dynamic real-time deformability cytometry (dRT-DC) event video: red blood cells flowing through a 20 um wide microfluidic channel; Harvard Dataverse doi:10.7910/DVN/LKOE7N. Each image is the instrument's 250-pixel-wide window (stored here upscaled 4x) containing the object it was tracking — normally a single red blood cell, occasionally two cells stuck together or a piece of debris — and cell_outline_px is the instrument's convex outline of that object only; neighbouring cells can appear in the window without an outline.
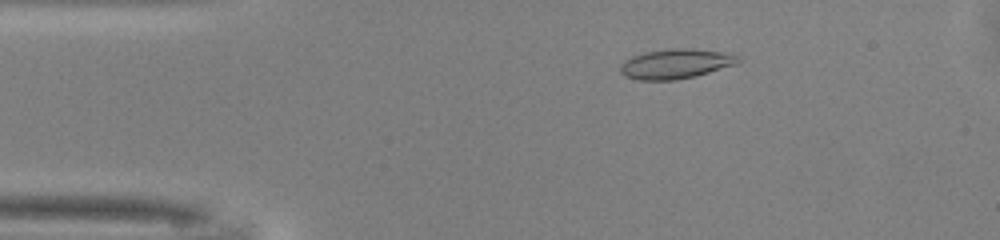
{"species": "common noctule bat (a hibernating species)", "species_latin": "Nyctalus noctula", "temperature_condition": "warm", "stored_images_in_passage": 38, "camera_frame_rate_fps": 3000, "um_per_image_px": 0.085, "animal": {"sex": "male", "body_mass_g": 13.0, "forearm_length_mm": 53.1}, "frame": {"image": 1, "passage_image": 8, "time_ms": 2.333, "image_size_px": [1000, 240], "cell_outline_px": [[740, 60], [736, 64], [696, 76], [676, 80], [640, 80], [624, 76], [620, 72], [620, 64], [632, 56], [644, 52], [668, 48], [692, 48], [720, 52], [736, 56]], "centroid_in_image_um": [57.38, 5.43], "position_along_channel_um": 27.6, "area_um2": 20.35}}
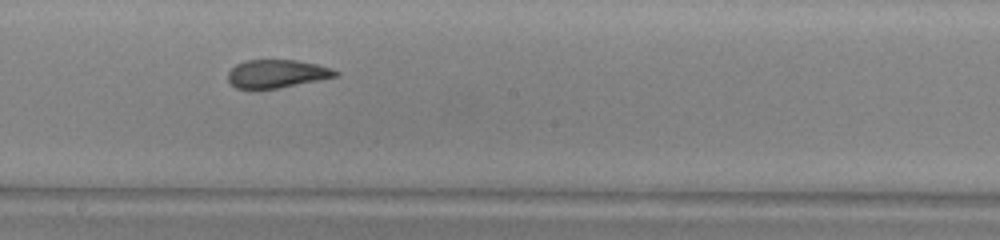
{"frame": {"image": 2, "passage_image": 26, "time_ms": 8.333, "image_size_px": [1000, 240], "cell_outline_px": [[340, 76], [320, 80], [276, 88], [236, 88], [228, 80], [228, 72], [236, 64], [244, 60], [296, 60], [316, 64], [340, 72]], "centroid_in_image_um": [23.54, 6.26], "position_along_channel_um": 224.7, "area_um2": 17.46}}
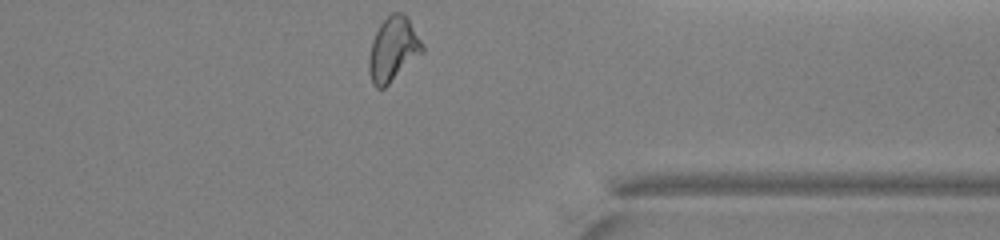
{"frame": {"image": 3, "passage_image": 38, "time_ms": 12.333, "image_size_px": [1000, 240], "cell_outline_px": [[424, 52], [384, 88], [376, 88], [372, 84], [368, 72], [368, 60], [372, 40], [380, 24], [392, 12], [404, 12], [408, 16], [424, 44]], "centroid_in_image_um": [33.43, 4.17], "position_along_channel_um": 378.0, "area_um2": 20.29}, "authors_computed_cell_mechanics": {"area_um2": 19.1029, "velocity_mm_per_s": 4.1222, "shape_relaxation_time_tau1_ms": 6.1253, "shape_relaxation_time_tau2_ms": 1.5224, "deformation_change_tau1": 0.1918, "deformation_change_tau2": 0.0947}}